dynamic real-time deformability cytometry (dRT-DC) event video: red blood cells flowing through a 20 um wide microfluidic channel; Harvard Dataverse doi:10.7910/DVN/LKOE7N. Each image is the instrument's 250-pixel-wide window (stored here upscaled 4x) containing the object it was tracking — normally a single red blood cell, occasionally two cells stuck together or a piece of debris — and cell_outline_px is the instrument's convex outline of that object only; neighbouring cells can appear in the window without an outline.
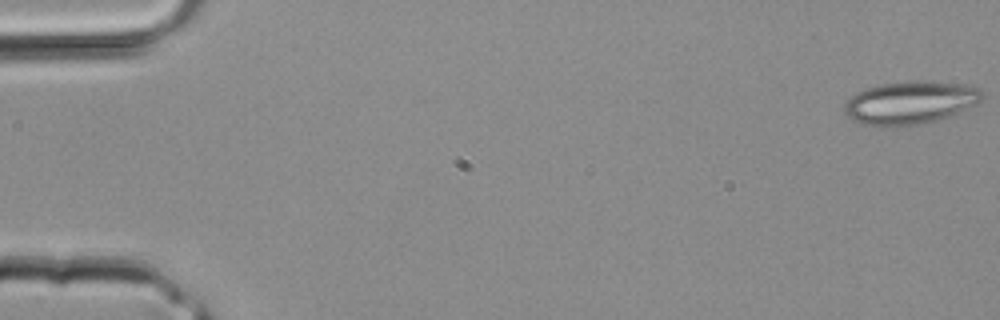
{"species": "common noctule bat (a hibernating species)", "species_latin": "Nyctalus noctula", "temperature_condition": "room temperature", "stored_images_in_passage": 4, "camera_frame_rate_fps": 3000, "um_per_image_px": 0.085, "animal": {"sex": "male", "body_mass_g": 20.4}, "frame": {"image": 1, "passage_image": 1, "time_ms": 0.0, "image_size_px": [1000, 320], "cell_outline_px": [[984, 96], [976, 104], [960, 112], [936, 120], [916, 124], [860, 124], [852, 120], [844, 112], [844, 104], [856, 92], [864, 88], [880, 84], [908, 80], [956, 84], [980, 88], [984, 92]], "centroid_in_image_um": [77.36, 8.69], "position_along_channel_um": 7.6, "area_um2": 33.76}}
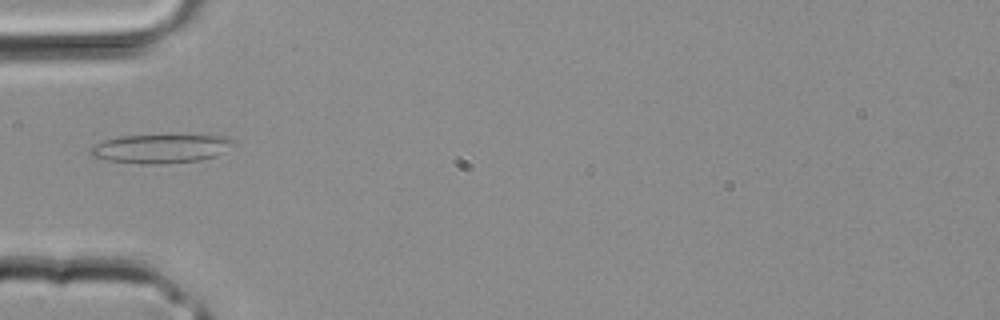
{"frame": {"image": 2, "passage_image": 4, "time_ms": 1.0, "image_size_px": [1000, 320], "cell_outline_px": [[236, 144], [216, 156], [200, 160], [156, 164], [148, 164], [108, 160], [92, 156], [88, 152], [96, 144], [104, 140], [116, 136], [184, 132], [228, 136], [236, 140]], "centroid_in_image_um": [13.78, 12.55], "position_along_channel_um": 71.2, "area_um2": 25.32}}